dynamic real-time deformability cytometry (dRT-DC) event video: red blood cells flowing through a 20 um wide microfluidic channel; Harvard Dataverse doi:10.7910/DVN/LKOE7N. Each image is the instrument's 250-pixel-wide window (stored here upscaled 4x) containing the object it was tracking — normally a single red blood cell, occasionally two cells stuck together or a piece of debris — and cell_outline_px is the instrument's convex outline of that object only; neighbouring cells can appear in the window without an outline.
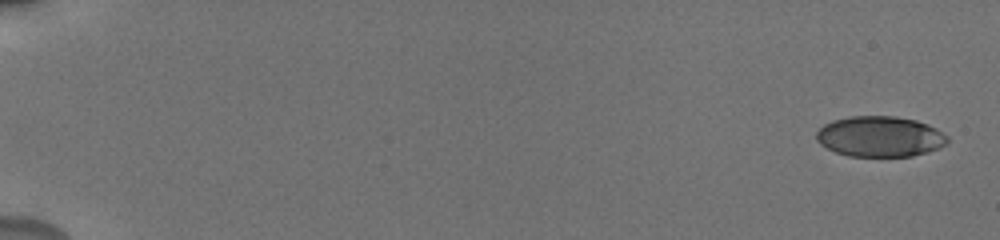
{"species": "human", "species_latin": "Homo sapiens", "temperature_condition": "cold", "stored_images_in_passage": 35, "camera_frame_rate_fps": 3000, "um_per_image_px": 0.085, "donor": {"sex": "male"}, "frame": {"image": 1, "passage_image": 1, "time_ms": 0.0, "image_size_px": [1000, 240], "cell_outline_px": [[948, 144], [928, 152], [912, 156], [848, 156], [836, 152], [820, 144], [816, 140], [816, 132], [824, 124], [832, 120], [848, 116], [896, 116], [916, 120], [928, 124], [936, 128], [948, 136]], "centroid_in_image_um": [74.8, 11.6], "position_along_channel_um": 10.2, "area_um2": 31.21}}
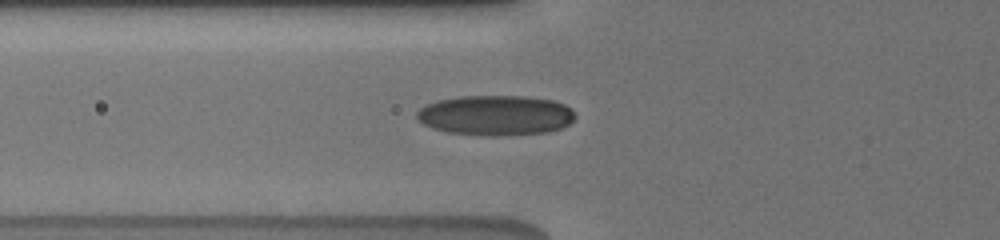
{"frame": {"image": 2, "passage_image": 24, "time_ms": 7.0, "image_size_px": [1000, 240], "cell_outline_px": [[576, 116], [568, 124], [560, 128], [548, 132], [496, 136], [488, 136], [448, 132], [432, 128], [424, 124], [416, 116], [416, 112], [420, 108], [428, 104], [440, 100], [460, 96], [528, 96], [552, 100], [564, 104], [572, 108]], "centroid_in_image_um": [42.15, 9.8], "position_along_channel_um": 83.6, "area_um2": 36.99}}
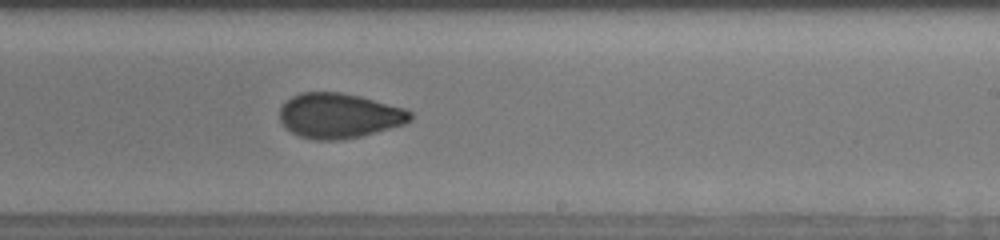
{"frame": {"image": 3, "passage_image": 35, "time_ms": 11.667, "image_size_px": [1000, 240], "cell_outline_px": [[412, 120], [404, 124], [376, 132], [360, 136], [340, 140], [316, 140], [300, 136], [292, 132], [280, 120], [280, 108], [292, 96], [300, 92], [340, 92], [360, 96], [404, 108], [412, 112]], "centroid_in_image_um": [28.84, 9.83], "position_along_channel_um": 260.2, "area_um2": 34.04}}